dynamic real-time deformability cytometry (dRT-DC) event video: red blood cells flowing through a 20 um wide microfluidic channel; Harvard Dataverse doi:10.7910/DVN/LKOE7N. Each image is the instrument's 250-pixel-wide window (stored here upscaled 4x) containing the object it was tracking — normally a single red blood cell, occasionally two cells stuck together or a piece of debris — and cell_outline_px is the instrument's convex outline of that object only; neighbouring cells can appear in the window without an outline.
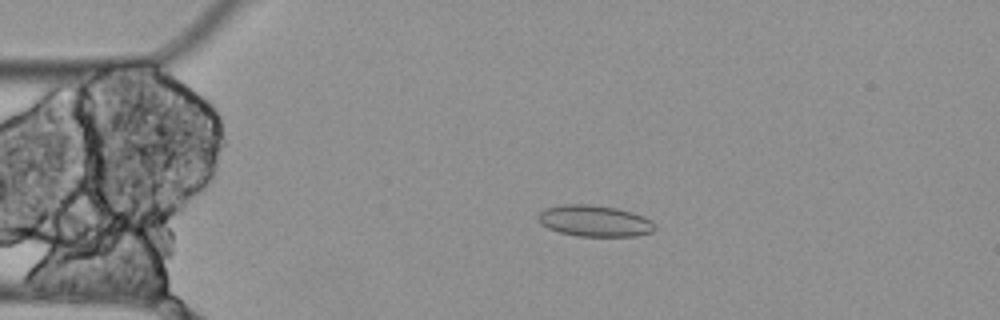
{"species": "Egyptian fruit bat (a non-hibernating species)", "species_latin": "Rousettus aegyptiacus", "temperature_condition": "cold", "stored_images_in_passage": 4, "camera_frame_rate_fps": 3000, "um_per_image_px": 0.085, "animal": {"sex": "female"}, "frame": {"image": 1, "passage_image": 3, "time_ms": 0.667, "image_size_px": [1000, 320], "cell_outline_px": [[656, 228], [652, 232], [636, 236], [576, 236], [560, 232], [548, 228], [540, 224], [536, 216], [544, 208], [564, 204], [592, 204], [616, 208], [632, 212], [644, 216], [652, 220], [656, 224]], "centroid_in_image_um": [50.54, 18.77], "position_along_channel_um": 34.5, "area_um2": 21.56}}